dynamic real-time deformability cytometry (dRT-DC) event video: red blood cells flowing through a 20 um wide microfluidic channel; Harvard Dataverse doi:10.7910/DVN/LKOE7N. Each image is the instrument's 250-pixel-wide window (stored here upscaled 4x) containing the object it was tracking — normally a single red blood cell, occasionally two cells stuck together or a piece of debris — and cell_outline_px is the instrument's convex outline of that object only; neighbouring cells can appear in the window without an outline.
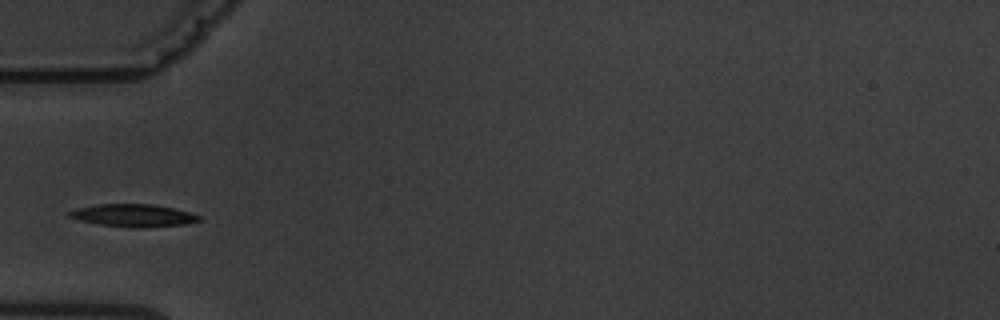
{"species": "common noctule bat (a hibernating species)", "species_latin": "Nyctalus noctula", "temperature_condition": "warm", "stored_images_in_passage": 3, "camera_frame_rate_fps": 3000, "um_per_image_px": 0.085, "animal": {"sex": "male", "body_mass_g": 19.5, "forearm_length_mm": 54.6}, "frame": {"image": 1, "passage_image": 3, "time_ms": 2.333, "image_size_px": [1000, 320], "cell_outline_px": [[200, 220], [184, 224], [144, 228], [100, 224], [80, 220], [68, 216], [68, 212], [76, 208], [96, 204], [152, 204], [172, 208], [188, 212], [200, 216]], "centroid_in_image_um": [11.31, 18.3], "position_along_channel_um": 73.7, "area_um2": 16.76}}